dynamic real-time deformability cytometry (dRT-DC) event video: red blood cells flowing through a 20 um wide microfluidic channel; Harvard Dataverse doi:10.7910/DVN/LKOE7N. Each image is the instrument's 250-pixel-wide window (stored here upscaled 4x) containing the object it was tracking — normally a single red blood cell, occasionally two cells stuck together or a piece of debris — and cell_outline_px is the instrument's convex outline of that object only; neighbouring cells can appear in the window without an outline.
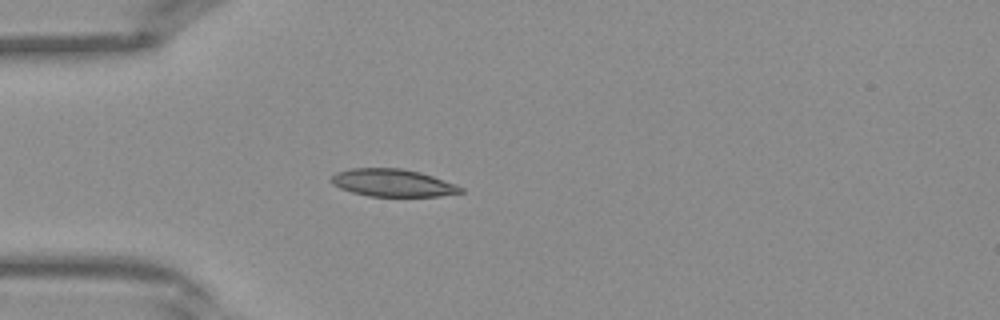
{"species": "Egyptian fruit bat (a non-hibernating species)", "species_latin": "Rousettus aegyptiacus", "temperature_condition": "warm", "stored_images_in_passage": 30, "camera_frame_rate_fps": 3000, "um_per_image_px": 0.085, "frame": {"image": 1, "passage_image": 1, "time_ms": 0.0, "image_size_px": [1000, 320], "cell_outline_px": [[464, 192], [440, 196], [368, 196], [352, 192], [340, 188], [332, 184], [328, 180], [336, 172], [352, 168], [400, 168], [420, 172], [456, 184], [464, 188]], "centroid_in_image_um": [33.37, 15.54], "position_along_channel_um": 51.6, "area_um2": 20.81}}
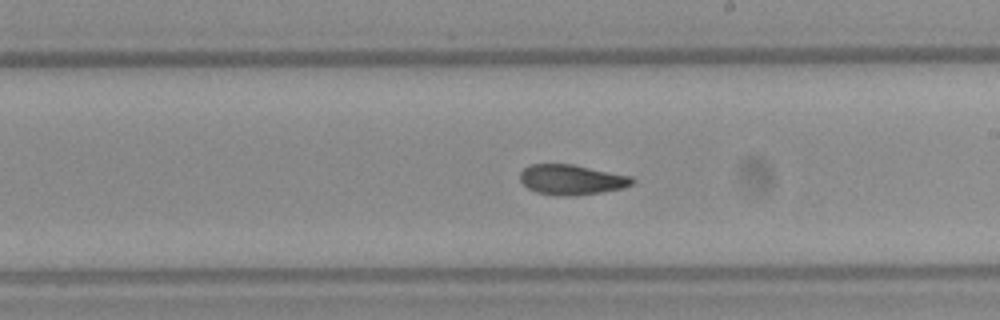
{"frame": {"image": 2, "passage_image": 13, "time_ms": 4.0, "image_size_px": [1000, 320], "cell_outline_px": [[636, 180], [632, 184], [620, 188], [600, 192], [568, 196], [536, 192], [528, 188], [520, 180], [520, 172], [528, 164], [572, 164], [632, 176]], "centroid_in_image_um": [48.57, 15.25], "position_along_channel_um": 240.4, "area_um2": 19.48}}
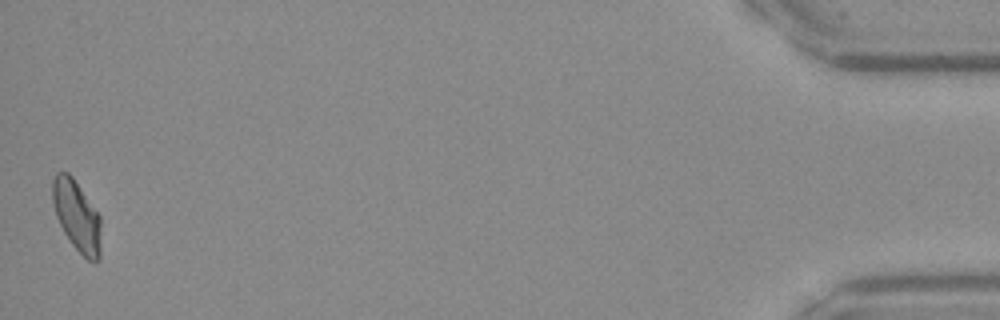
{"frame": {"image": 3, "passage_image": 30, "time_ms": 9.667, "image_size_px": [1000, 320], "cell_outline_px": [[100, 260], [96, 264], [88, 260], [72, 244], [64, 232], [56, 216], [52, 200], [52, 180], [56, 172], [68, 172], [72, 176], [100, 216]], "centroid_in_image_um": [6.53, 18.36], "position_along_channel_um": 428.7, "area_um2": 19.88}}